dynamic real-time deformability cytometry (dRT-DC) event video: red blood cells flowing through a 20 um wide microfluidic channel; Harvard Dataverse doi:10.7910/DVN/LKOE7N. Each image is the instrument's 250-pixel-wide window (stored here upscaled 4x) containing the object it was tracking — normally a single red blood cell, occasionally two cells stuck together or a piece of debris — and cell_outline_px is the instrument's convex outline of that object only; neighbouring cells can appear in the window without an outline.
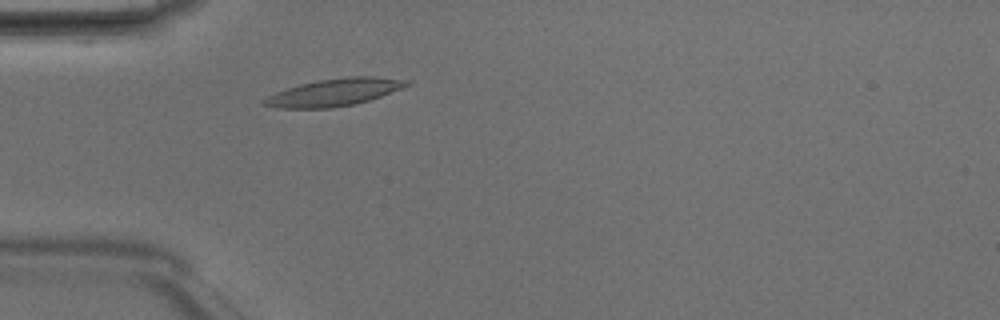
{"species": "Egyptian fruit bat (a non-hibernating species)", "species_latin": "Rousettus aegyptiacus", "temperature_condition": "room temperature", "stored_images_in_passage": 42, "camera_frame_rate_fps": 3000, "um_per_image_px": 0.085, "animal": {"sex": "male"}, "frame": {"image": 1, "passage_image": 8, "time_ms": 2.333, "image_size_px": [1000, 320], "cell_outline_px": [[412, 84], [380, 96], [368, 100], [352, 104], [332, 108], [276, 108], [260, 104], [260, 100], [276, 92], [300, 84], [316, 80], [348, 76], [372, 76], [412, 80]], "centroid_in_image_um": [28.39, 7.84], "position_along_channel_um": 56.6, "area_um2": 22.77}}
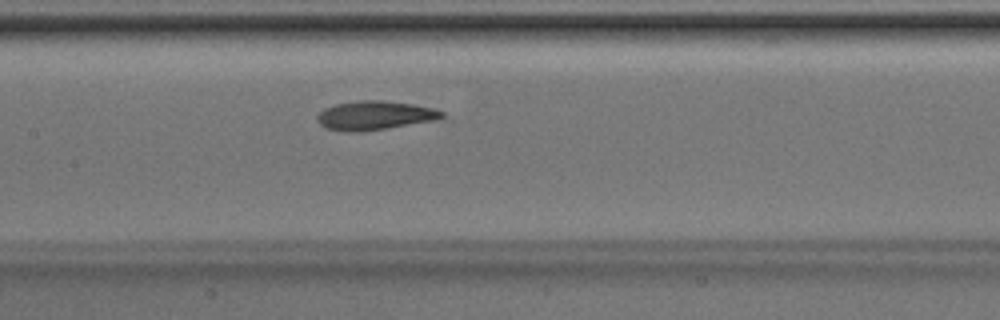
{"frame": {"image": 2, "passage_image": 17, "time_ms": 5.333, "image_size_px": [1000, 320], "cell_outline_px": [[444, 116], [436, 120], [364, 132], [344, 132], [324, 128], [316, 120], [316, 116], [324, 108], [336, 104], [360, 100], [380, 100], [412, 104], [436, 108], [444, 112]], "centroid_in_image_um": [31.83, 9.82], "position_along_channel_um": 175.6, "area_um2": 21.27}}
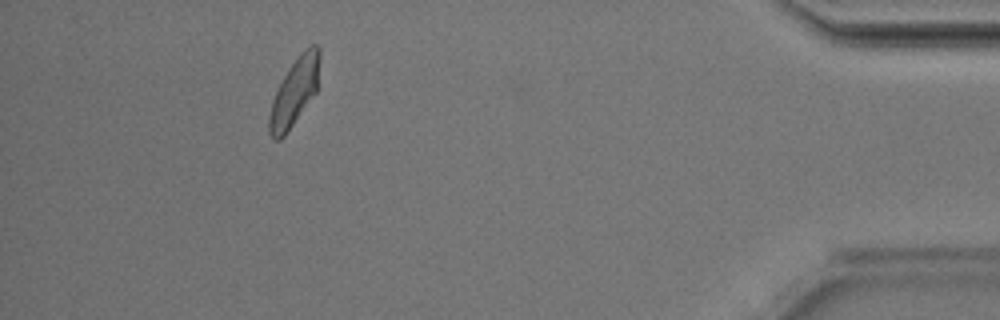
{"frame": {"image": 3, "passage_image": 38, "time_ms": 12.333, "image_size_px": [1000, 320], "cell_outline_px": [[320, 60], [316, 92], [284, 136], [280, 140], [276, 140], [268, 132], [268, 116], [272, 100], [288, 68], [300, 52], [312, 44], [316, 44], [320, 48]], "centroid_in_image_um": [25.03, 7.79], "position_along_channel_um": 410.2, "area_um2": 19.65}, "authors_computed_cell_mechanics": {"area_um2": 20.4323, "velocity_mm_per_s": 4.1455, "shape_relaxation_time_tau1_ms": 3.0064, "shape_relaxation_time_tau2_ms": 2.8311, "deformation_change_tau1": 0.1461, "deformation_change_tau2": 0.0935}}